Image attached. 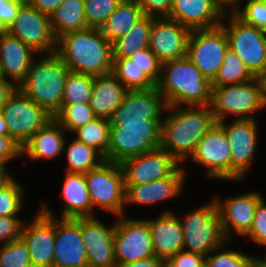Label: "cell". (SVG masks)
<instances>
[{
  "label": "cell",
  "instance_id": "cell-41",
  "mask_svg": "<svg viewBox=\"0 0 266 267\" xmlns=\"http://www.w3.org/2000/svg\"><path fill=\"white\" fill-rule=\"evenodd\" d=\"M25 191L14 178L0 189V216L17 217L22 210Z\"/></svg>",
  "mask_w": 266,
  "mask_h": 267
},
{
  "label": "cell",
  "instance_id": "cell-43",
  "mask_svg": "<svg viewBox=\"0 0 266 267\" xmlns=\"http://www.w3.org/2000/svg\"><path fill=\"white\" fill-rule=\"evenodd\" d=\"M244 5L243 11L239 6L231 11L244 23L266 32V0H247Z\"/></svg>",
  "mask_w": 266,
  "mask_h": 267
},
{
  "label": "cell",
  "instance_id": "cell-57",
  "mask_svg": "<svg viewBox=\"0 0 266 267\" xmlns=\"http://www.w3.org/2000/svg\"><path fill=\"white\" fill-rule=\"evenodd\" d=\"M260 84L262 86V100L264 106H266V73L258 77Z\"/></svg>",
  "mask_w": 266,
  "mask_h": 267
},
{
  "label": "cell",
  "instance_id": "cell-12",
  "mask_svg": "<svg viewBox=\"0 0 266 267\" xmlns=\"http://www.w3.org/2000/svg\"><path fill=\"white\" fill-rule=\"evenodd\" d=\"M119 217L115 221L114 237L117 266L154 257L147 220Z\"/></svg>",
  "mask_w": 266,
  "mask_h": 267
},
{
  "label": "cell",
  "instance_id": "cell-44",
  "mask_svg": "<svg viewBox=\"0 0 266 267\" xmlns=\"http://www.w3.org/2000/svg\"><path fill=\"white\" fill-rule=\"evenodd\" d=\"M130 59L156 84L159 82L162 73V63L149 48L135 53Z\"/></svg>",
  "mask_w": 266,
  "mask_h": 267
},
{
  "label": "cell",
  "instance_id": "cell-21",
  "mask_svg": "<svg viewBox=\"0 0 266 267\" xmlns=\"http://www.w3.org/2000/svg\"><path fill=\"white\" fill-rule=\"evenodd\" d=\"M218 0H172L167 17L192 30L211 29L221 25L229 16Z\"/></svg>",
  "mask_w": 266,
  "mask_h": 267
},
{
  "label": "cell",
  "instance_id": "cell-11",
  "mask_svg": "<svg viewBox=\"0 0 266 267\" xmlns=\"http://www.w3.org/2000/svg\"><path fill=\"white\" fill-rule=\"evenodd\" d=\"M228 48V39L221 26L192 30L186 57L211 82L222 66Z\"/></svg>",
  "mask_w": 266,
  "mask_h": 267
},
{
  "label": "cell",
  "instance_id": "cell-1",
  "mask_svg": "<svg viewBox=\"0 0 266 267\" xmlns=\"http://www.w3.org/2000/svg\"><path fill=\"white\" fill-rule=\"evenodd\" d=\"M56 54L73 73L95 77L113 72L112 44L98 28L88 27L60 36L56 40Z\"/></svg>",
  "mask_w": 266,
  "mask_h": 267
},
{
  "label": "cell",
  "instance_id": "cell-52",
  "mask_svg": "<svg viewBox=\"0 0 266 267\" xmlns=\"http://www.w3.org/2000/svg\"><path fill=\"white\" fill-rule=\"evenodd\" d=\"M13 83L14 82H10L6 78L0 76V111L3 105L17 89V85Z\"/></svg>",
  "mask_w": 266,
  "mask_h": 267
},
{
  "label": "cell",
  "instance_id": "cell-35",
  "mask_svg": "<svg viewBox=\"0 0 266 267\" xmlns=\"http://www.w3.org/2000/svg\"><path fill=\"white\" fill-rule=\"evenodd\" d=\"M112 74L127 90H147L156 87V83L130 58L114 59Z\"/></svg>",
  "mask_w": 266,
  "mask_h": 267
},
{
  "label": "cell",
  "instance_id": "cell-26",
  "mask_svg": "<svg viewBox=\"0 0 266 267\" xmlns=\"http://www.w3.org/2000/svg\"><path fill=\"white\" fill-rule=\"evenodd\" d=\"M35 52L8 32H0V76L14 80L18 86L33 62Z\"/></svg>",
  "mask_w": 266,
  "mask_h": 267
},
{
  "label": "cell",
  "instance_id": "cell-19",
  "mask_svg": "<svg viewBox=\"0 0 266 267\" xmlns=\"http://www.w3.org/2000/svg\"><path fill=\"white\" fill-rule=\"evenodd\" d=\"M96 217H81V234L90 267H117L115 223L107 227Z\"/></svg>",
  "mask_w": 266,
  "mask_h": 267
},
{
  "label": "cell",
  "instance_id": "cell-60",
  "mask_svg": "<svg viewBox=\"0 0 266 267\" xmlns=\"http://www.w3.org/2000/svg\"><path fill=\"white\" fill-rule=\"evenodd\" d=\"M161 267H171L170 265H168L166 262L163 263V265Z\"/></svg>",
  "mask_w": 266,
  "mask_h": 267
},
{
  "label": "cell",
  "instance_id": "cell-25",
  "mask_svg": "<svg viewBox=\"0 0 266 267\" xmlns=\"http://www.w3.org/2000/svg\"><path fill=\"white\" fill-rule=\"evenodd\" d=\"M185 170L177 168L170 176L140 185H125V205H152L178 196L186 178Z\"/></svg>",
  "mask_w": 266,
  "mask_h": 267
},
{
  "label": "cell",
  "instance_id": "cell-7",
  "mask_svg": "<svg viewBox=\"0 0 266 267\" xmlns=\"http://www.w3.org/2000/svg\"><path fill=\"white\" fill-rule=\"evenodd\" d=\"M210 106L215 122H225L229 114H235V120L256 119L252 115L265 107L258 77L242 84L212 87Z\"/></svg>",
  "mask_w": 266,
  "mask_h": 267
},
{
  "label": "cell",
  "instance_id": "cell-34",
  "mask_svg": "<svg viewBox=\"0 0 266 267\" xmlns=\"http://www.w3.org/2000/svg\"><path fill=\"white\" fill-rule=\"evenodd\" d=\"M255 78L246 68L243 61L231 50L225 53L222 66L215 78L211 81L212 87L236 85L248 82Z\"/></svg>",
  "mask_w": 266,
  "mask_h": 267
},
{
  "label": "cell",
  "instance_id": "cell-23",
  "mask_svg": "<svg viewBox=\"0 0 266 267\" xmlns=\"http://www.w3.org/2000/svg\"><path fill=\"white\" fill-rule=\"evenodd\" d=\"M167 104L157 89L128 90L109 121L162 120Z\"/></svg>",
  "mask_w": 266,
  "mask_h": 267
},
{
  "label": "cell",
  "instance_id": "cell-13",
  "mask_svg": "<svg viewBox=\"0 0 266 267\" xmlns=\"http://www.w3.org/2000/svg\"><path fill=\"white\" fill-rule=\"evenodd\" d=\"M35 53H56L50 17L39 12L32 4H22L14 22L6 29Z\"/></svg>",
  "mask_w": 266,
  "mask_h": 267
},
{
  "label": "cell",
  "instance_id": "cell-17",
  "mask_svg": "<svg viewBox=\"0 0 266 267\" xmlns=\"http://www.w3.org/2000/svg\"><path fill=\"white\" fill-rule=\"evenodd\" d=\"M230 145L231 152V180L245 177L257 147V124L256 119L234 120L226 125L219 122Z\"/></svg>",
  "mask_w": 266,
  "mask_h": 267
},
{
  "label": "cell",
  "instance_id": "cell-53",
  "mask_svg": "<svg viewBox=\"0 0 266 267\" xmlns=\"http://www.w3.org/2000/svg\"><path fill=\"white\" fill-rule=\"evenodd\" d=\"M164 262V260L154 256L150 258H144L136 262H131L125 265H119L117 267H161Z\"/></svg>",
  "mask_w": 266,
  "mask_h": 267
},
{
  "label": "cell",
  "instance_id": "cell-15",
  "mask_svg": "<svg viewBox=\"0 0 266 267\" xmlns=\"http://www.w3.org/2000/svg\"><path fill=\"white\" fill-rule=\"evenodd\" d=\"M230 145L219 122H215L197 144L191 155L192 162L204 165L207 176L215 179H231Z\"/></svg>",
  "mask_w": 266,
  "mask_h": 267
},
{
  "label": "cell",
  "instance_id": "cell-9",
  "mask_svg": "<svg viewBox=\"0 0 266 267\" xmlns=\"http://www.w3.org/2000/svg\"><path fill=\"white\" fill-rule=\"evenodd\" d=\"M85 178L93 209L98 206L118 217L124 215L125 181L120 163L105 160Z\"/></svg>",
  "mask_w": 266,
  "mask_h": 267
},
{
  "label": "cell",
  "instance_id": "cell-22",
  "mask_svg": "<svg viewBox=\"0 0 266 267\" xmlns=\"http://www.w3.org/2000/svg\"><path fill=\"white\" fill-rule=\"evenodd\" d=\"M262 198L259 192H250L237 197H228L223 201L218 200L219 198L214 199L227 240L231 239L230 233L232 229L239 236H245L249 232L257 205Z\"/></svg>",
  "mask_w": 266,
  "mask_h": 267
},
{
  "label": "cell",
  "instance_id": "cell-24",
  "mask_svg": "<svg viewBox=\"0 0 266 267\" xmlns=\"http://www.w3.org/2000/svg\"><path fill=\"white\" fill-rule=\"evenodd\" d=\"M152 237L154 256L165 262L183 251V230L180 218L171 210L161 212L155 220H147Z\"/></svg>",
  "mask_w": 266,
  "mask_h": 267
},
{
  "label": "cell",
  "instance_id": "cell-42",
  "mask_svg": "<svg viewBox=\"0 0 266 267\" xmlns=\"http://www.w3.org/2000/svg\"><path fill=\"white\" fill-rule=\"evenodd\" d=\"M215 249L206 256L205 267H257V256L253 257L239 253L238 251L216 252ZM215 254H212V253Z\"/></svg>",
  "mask_w": 266,
  "mask_h": 267
},
{
  "label": "cell",
  "instance_id": "cell-49",
  "mask_svg": "<svg viewBox=\"0 0 266 267\" xmlns=\"http://www.w3.org/2000/svg\"><path fill=\"white\" fill-rule=\"evenodd\" d=\"M21 5L16 0H0V32L6 31L14 22Z\"/></svg>",
  "mask_w": 266,
  "mask_h": 267
},
{
  "label": "cell",
  "instance_id": "cell-56",
  "mask_svg": "<svg viewBox=\"0 0 266 267\" xmlns=\"http://www.w3.org/2000/svg\"><path fill=\"white\" fill-rule=\"evenodd\" d=\"M0 136H9L7 123L1 112H0Z\"/></svg>",
  "mask_w": 266,
  "mask_h": 267
},
{
  "label": "cell",
  "instance_id": "cell-55",
  "mask_svg": "<svg viewBox=\"0 0 266 267\" xmlns=\"http://www.w3.org/2000/svg\"><path fill=\"white\" fill-rule=\"evenodd\" d=\"M219 4L221 5V7L228 12V7H230V5H232L231 7H233L232 9L234 10V8H236L240 2V0H218ZM229 5V6H228ZM228 6V7H226ZM235 6V7H234Z\"/></svg>",
  "mask_w": 266,
  "mask_h": 267
},
{
  "label": "cell",
  "instance_id": "cell-6",
  "mask_svg": "<svg viewBox=\"0 0 266 267\" xmlns=\"http://www.w3.org/2000/svg\"><path fill=\"white\" fill-rule=\"evenodd\" d=\"M183 230V250L207 256L211 251L224 248V235L217 205L210 203L195 208L180 218ZM224 243V244H223ZM188 249V250H186Z\"/></svg>",
  "mask_w": 266,
  "mask_h": 267
},
{
  "label": "cell",
  "instance_id": "cell-38",
  "mask_svg": "<svg viewBox=\"0 0 266 267\" xmlns=\"http://www.w3.org/2000/svg\"><path fill=\"white\" fill-rule=\"evenodd\" d=\"M96 116L93 113L89 103L81 104H61V109L54 116V119L62 126L66 132H72L93 119Z\"/></svg>",
  "mask_w": 266,
  "mask_h": 267
},
{
  "label": "cell",
  "instance_id": "cell-8",
  "mask_svg": "<svg viewBox=\"0 0 266 267\" xmlns=\"http://www.w3.org/2000/svg\"><path fill=\"white\" fill-rule=\"evenodd\" d=\"M230 24L224 29L229 49H231L245 64L246 68L254 77L266 73V32L244 23L233 12H229Z\"/></svg>",
  "mask_w": 266,
  "mask_h": 267
},
{
  "label": "cell",
  "instance_id": "cell-37",
  "mask_svg": "<svg viewBox=\"0 0 266 267\" xmlns=\"http://www.w3.org/2000/svg\"><path fill=\"white\" fill-rule=\"evenodd\" d=\"M94 76L69 72L65 81L62 104L89 103Z\"/></svg>",
  "mask_w": 266,
  "mask_h": 267
},
{
  "label": "cell",
  "instance_id": "cell-2",
  "mask_svg": "<svg viewBox=\"0 0 266 267\" xmlns=\"http://www.w3.org/2000/svg\"><path fill=\"white\" fill-rule=\"evenodd\" d=\"M166 110L170 113L162 121L160 147L181 164L191 157L215 123L212 109L211 106H167Z\"/></svg>",
  "mask_w": 266,
  "mask_h": 267
},
{
  "label": "cell",
  "instance_id": "cell-32",
  "mask_svg": "<svg viewBox=\"0 0 266 267\" xmlns=\"http://www.w3.org/2000/svg\"><path fill=\"white\" fill-rule=\"evenodd\" d=\"M50 25L56 40L66 33L88 28L83 0H64L50 16Z\"/></svg>",
  "mask_w": 266,
  "mask_h": 267
},
{
  "label": "cell",
  "instance_id": "cell-50",
  "mask_svg": "<svg viewBox=\"0 0 266 267\" xmlns=\"http://www.w3.org/2000/svg\"><path fill=\"white\" fill-rule=\"evenodd\" d=\"M19 156H22L21 146L10 136H0V162L8 163Z\"/></svg>",
  "mask_w": 266,
  "mask_h": 267
},
{
  "label": "cell",
  "instance_id": "cell-31",
  "mask_svg": "<svg viewBox=\"0 0 266 267\" xmlns=\"http://www.w3.org/2000/svg\"><path fill=\"white\" fill-rule=\"evenodd\" d=\"M144 16L135 0H122L101 27L102 34L112 43L124 36Z\"/></svg>",
  "mask_w": 266,
  "mask_h": 267
},
{
  "label": "cell",
  "instance_id": "cell-58",
  "mask_svg": "<svg viewBox=\"0 0 266 267\" xmlns=\"http://www.w3.org/2000/svg\"><path fill=\"white\" fill-rule=\"evenodd\" d=\"M264 257H266V256H264ZM256 265H257V267H266V258H261L260 259V257L259 258H257L256 259Z\"/></svg>",
  "mask_w": 266,
  "mask_h": 267
},
{
  "label": "cell",
  "instance_id": "cell-46",
  "mask_svg": "<svg viewBox=\"0 0 266 267\" xmlns=\"http://www.w3.org/2000/svg\"><path fill=\"white\" fill-rule=\"evenodd\" d=\"M23 224L18 217L0 216V242L6 244L21 238Z\"/></svg>",
  "mask_w": 266,
  "mask_h": 267
},
{
  "label": "cell",
  "instance_id": "cell-40",
  "mask_svg": "<svg viewBox=\"0 0 266 267\" xmlns=\"http://www.w3.org/2000/svg\"><path fill=\"white\" fill-rule=\"evenodd\" d=\"M0 267H32L28 247L22 238L2 244Z\"/></svg>",
  "mask_w": 266,
  "mask_h": 267
},
{
  "label": "cell",
  "instance_id": "cell-3",
  "mask_svg": "<svg viewBox=\"0 0 266 267\" xmlns=\"http://www.w3.org/2000/svg\"><path fill=\"white\" fill-rule=\"evenodd\" d=\"M161 72L156 87L167 106L211 105V82L187 57L163 63Z\"/></svg>",
  "mask_w": 266,
  "mask_h": 267
},
{
  "label": "cell",
  "instance_id": "cell-54",
  "mask_svg": "<svg viewBox=\"0 0 266 267\" xmlns=\"http://www.w3.org/2000/svg\"><path fill=\"white\" fill-rule=\"evenodd\" d=\"M5 162H0V189L7 185L13 177L7 173Z\"/></svg>",
  "mask_w": 266,
  "mask_h": 267
},
{
  "label": "cell",
  "instance_id": "cell-30",
  "mask_svg": "<svg viewBox=\"0 0 266 267\" xmlns=\"http://www.w3.org/2000/svg\"><path fill=\"white\" fill-rule=\"evenodd\" d=\"M156 17L144 15L122 37L112 42L113 59L130 58L148 48L152 22Z\"/></svg>",
  "mask_w": 266,
  "mask_h": 267
},
{
  "label": "cell",
  "instance_id": "cell-33",
  "mask_svg": "<svg viewBox=\"0 0 266 267\" xmlns=\"http://www.w3.org/2000/svg\"><path fill=\"white\" fill-rule=\"evenodd\" d=\"M67 173L87 174L91 169L98 167L104 157L94 148L75 139L67 148Z\"/></svg>",
  "mask_w": 266,
  "mask_h": 267
},
{
  "label": "cell",
  "instance_id": "cell-20",
  "mask_svg": "<svg viewBox=\"0 0 266 267\" xmlns=\"http://www.w3.org/2000/svg\"><path fill=\"white\" fill-rule=\"evenodd\" d=\"M53 267H86L87 252L81 234V217L56 219Z\"/></svg>",
  "mask_w": 266,
  "mask_h": 267
},
{
  "label": "cell",
  "instance_id": "cell-14",
  "mask_svg": "<svg viewBox=\"0 0 266 267\" xmlns=\"http://www.w3.org/2000/svg\"><path fill=\"white\" fill-rule=\"evenodd\" d=\"M21 238L28 247L32 267H53L56 217L46 204L31 224H23Z\"/></svg>",
  "mask_w": 266,
  "mask_h": 267
},
{
  "label": "cell",
  "instance_id": "cell-18",
  "mask_svg": "<svg viewBox=\"0 0 266 267\" xmlns=\"http://www.w3.org/2000/svg\"><path fill=\"white\" fill-rule=\"evenodd\" d=\"M191 30L167 17L155 18L149 36L148 48L163 64L186 57Z\"/></svg>",
  "mask_w": 266,
  "mask_h": 267
},
{
  "label": "cell",
  "instance_id": "cell-39",
  "mask_svg": "<svg viewBox=\"0 0 266 267\" xmlns=\"http://www.w3.org/2000/svg\"><path fill=\"white\" fill-rule=\"evenodd\" d=\"M121 1L122 0H83L87 26L101 29Z\"/></svg>",
  "mask_w": 266,
  "mask_h": 267
},
{
  "label": "cell",
  "instance_id": "cell-27",
  "mask_svg": "<svg viewBox=\"0 0 266 267\" xmlns=\"http://www.w3.org/2000/svg\"><path fill=\"white\" fill-rule=\"evenodd\" d=\"M64 133L67 132L53 118L22 147V156L28 155L34 161L58 157L66 149Z\"/></svg>",
  "mask_w": 266,
  "mask_h": 267
},
{
  "label": "cell",
  "instance_id": "cell-10",
  "mask_svg": "<svg viewBox=\"0 0 266 267\" xmlns=\"http://www.w3.org/2000/svg\"><path fill=\"white\" fill-rule=\"evenodd\" d=\"M6 120L9 136L21 148L54 117L23 94L18 88L0 111Z\"/></svg>",
  "mask_w": 266,
  "mask_h": 267
},
{
  "label": "cell",
  "instance_id": "cell-48",
  "mask_svg": "<svg viewBox=\"0 0 266 267\" xmlns=\"http://www.w3.org/2000/svg\"><path fill=\"white\" fill-rule=\"evenodd\" d=\"M205 262L206 256L184 250L171 256L166 261L171 267H205Z\"/></svg>",
  "mask_w": 266,
  "mask_h": 267
},
{
  "label": "cell",
  "instance_id": "cell-59",
  "mask_svg": "<svg viewBox=\"0 0 266 267\" xmlns=\"http://www.w3.org/2000/svg\"><path fill=\"white\" fill-rule=\"evenodd\" d=\"M22 4H31L34 0H16Z\"/></svg>",
  "mask_w": 266,
  "mask_h": 267
},
{
  "label": "cell",
  "instance_id": "cell-51",
  "mask_svg": "<svg viewBox=\"0 0 266 267\" xmlns=\"http://www.w3.org/2000/svg\"><path fill=\"white\" fill-rule=\"evenodd\" d=\"M64 0H34L31 4L41 13L50 17Z\"/></svg>",
  "mask_w": 266,
  "mask_h": 267
},
{
  "label": "cell",
  "instance_id": "cell-28",
  "mask_svg": "<svg viewBox=\"0 0 266 267\" xmlns=\"http://www.w3.org/2000/svg\"><path fill=\"white\" fill-rule=\"evenodd\" d=\"M128 90L112 74L94 77L89 105L96 117L110 119Z\"/></svg>",
  "mask_w": 266,
  "mask_h": 267
},
{
  "label": "cell",
  "instance_id": "cell-16",
  "mask_svg": "<svg viewBox=\"0 0 266 267\" xmlns=\"http://www.w3.org/2000/svg\"><path fill=\"white\" fill-rule=\"evenodd\" d=\"M125 185H140L170 176L180 163L161 147L120 163Z\"/></svg>",
  "mask_w": 266,
  "mask_h": 267
},
{
  "label": "cell",
  "instance_id": "cell-5",
  "mask_svg": "<svg viewBox=\"0 0 266 267\" xmlns=\"http://www.w3.org/2000/svg\"><path fill=\"white\" fill-rule=\"evenodd\" d=\"M163 120L110 121L106 161L123 160L155 150L161 145Z\"/></svg>",
  "mask_w": 266,
  "mask_h": 267
},
{
  "label": "cell",
  "instance_id": "cell-45",
  "mask_svg": "<svg viewBox=\"0 0 266 267\" xmlns=\"http://www.w3.org/2000/svg\"><path fill=\"white\" fill-rule=\"evenodd\" d=\"M245 236L258 244L266 245V203L263 198L257 205L252 226Z\"/></svg>",
  "mask_w": 266,
  "mask_h": 267
},
{
  "label": "cell",
  "instance_id": "cell-47",
  "mask_svg": "<svg viewBox=\"0 0 266 267\" xmlns=\"http://www.w3.org/2000/svg\"><path fill=\"white\" fill-rule=\"evenodd\" d=\"M142 8L144 15L156 18L168 17L172 8V0H135Z\"/></svg>",
  "mask_w": 266,
  "mask_h": 267
},
{
  "label": "cell",
  "instance_id": "cell-29",
  "mask_svg": "<svg viewBox=\"0 0 266 267\" xmlns=\"http://www.w3.org/2000/svg\"><path fill=\"white\" fill-rule=\"evenodd\" d=\"M61 190L64 201L61 218L93 217L85 174L66 172Z\"/></svg>",
  "mask_w": 266,
  "mask_h": 267
},
{
  "label": "cell",
  "instance_id": "cell-4",
  "mask_svg": "<svg viewBox=\"0 0 266 267\" xmlns=\"http://www.w3.org/2000/svg\"><path fill=\"white\" fill-rule=\"evenodd\" d=\"M46 56L31 63L17 88L54 117L61 109L65 81L70 71L56 53Z\"/></svg>",
  "mask_w": 266,
  "mask_h": 267
},
{
  "label": "cell",
  "instance_id": "cell-36",
  "mask_svg": "<svg viewBox=\"0 0 266 267\" xmlns=\"http://www.w3.org/2000/svg\"><path fill=\"white\" fill-rule=\"evenodd\" d=\"M110 121L96 117L86 125L76 129L77 140L97 150L104 159L107 158L110 136Z\"/></svg>",
  "mask_w": 266,
  "mask_h": 267
}]
</instances>
